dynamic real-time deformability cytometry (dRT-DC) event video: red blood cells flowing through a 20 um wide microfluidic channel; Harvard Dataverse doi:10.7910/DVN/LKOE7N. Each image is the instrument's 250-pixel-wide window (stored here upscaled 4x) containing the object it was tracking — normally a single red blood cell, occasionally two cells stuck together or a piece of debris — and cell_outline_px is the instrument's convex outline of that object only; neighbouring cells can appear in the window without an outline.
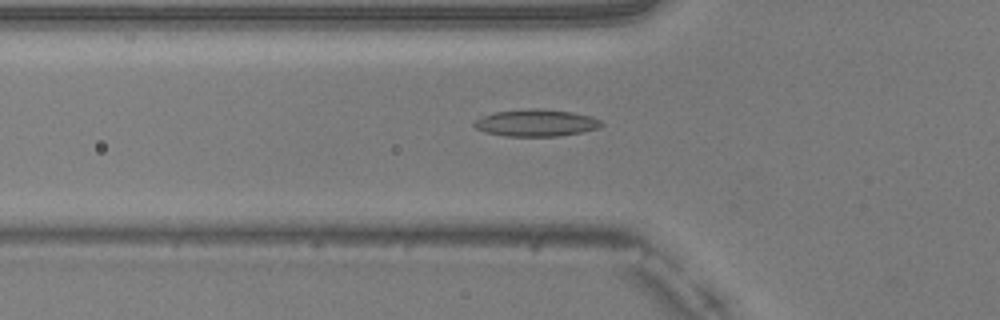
{"species": "common noctule bat (a hibernating species)", "species_latin": "Nyctalus noctula", "temperature_condition": "warm", "stored_images_in_passage": 51, "camera_frame_rate_fps": 3000, "um_per_image_px": 0.085, "animal": {"sex": "male", "body_mass_g": 20.5, "forearm_length_mm": 52.5}, "frame": {"image": 1, "passage_image": 18, "time_ms": 5.667, "image_size_px": [1000, 320], "cell_outline_px": [[604, 124], [596, 128], [580, 132], [560, 136], [504, 136], [484, 132], [476, 128], [472, 124], [480, 116], [496, 112], [528, 108], [544, 108], [572, 112], [592, 116], [600, 120]], "centroid_in_image_um": [45.54, 10.43], "position_along_channel_um": 80.3, "area_um2": 20.11}}
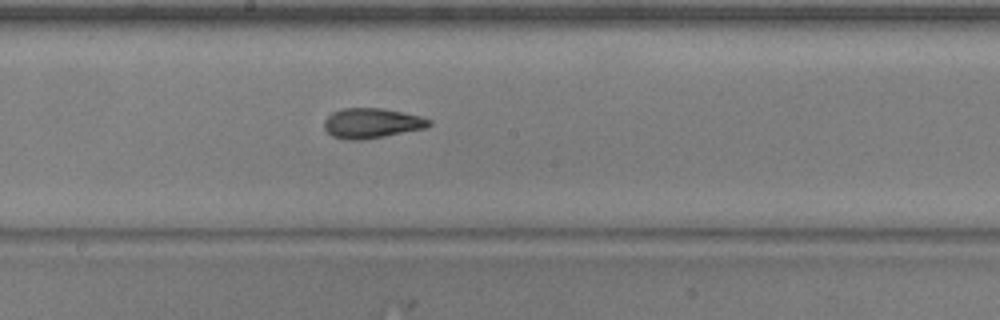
{"frame": {"image": 2, "passage_image": 28, "time_ms": 9.0, "image_size_px": [1000, 320], "cell_outline_px": [[432, 124], [424, 128], [364, 140], [344, 140], [332, 136], [324, 128], [324, 120], [332, 112], [344, 108], [380, 108], [420, 116], [432, 120]], "centroid_in_image_um": [31.56, 10.48], "position_along_channel_um": 216.6, "area_um2": 18.26}}
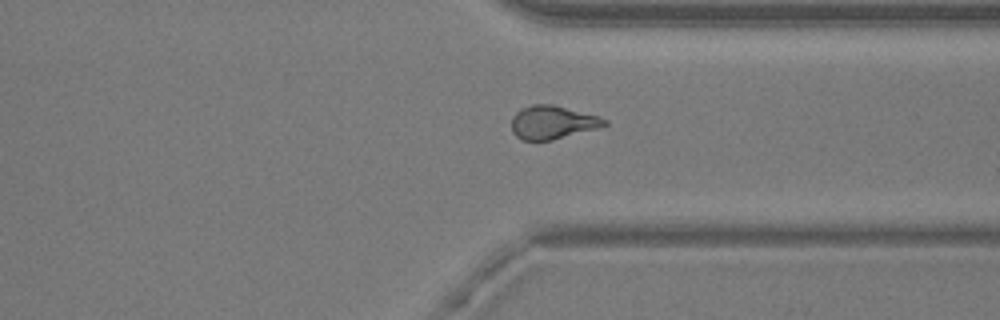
{"frame": {"image": 3, "passage_image": 39, "time_ms": 12.667, "image_size_px": [1000, 320], "cell_outline_px": [[608, 124], [596, 128], [552, 140], [520, 140], [512, 132], [512, 116], [520, 108], [532, 104], [552, 104], [600, 116], [608, 120]], "centroid_in_image_um": [46.94, 10.39], "position_along_channel_um": 364.5, "area_um2": 18.09}, "authors_computed_cell_mechanics": {"area_um2": 18.3226, "velocity_mm_per_s": 4.0494, "shape_relaxation_time_tau1_ms": 7.3384, "shape_relaxation_time_tau2_ms": 1.7904, "deformation_change_tau1": 0.2216, "deformation_change_tau2": 0.1005}}